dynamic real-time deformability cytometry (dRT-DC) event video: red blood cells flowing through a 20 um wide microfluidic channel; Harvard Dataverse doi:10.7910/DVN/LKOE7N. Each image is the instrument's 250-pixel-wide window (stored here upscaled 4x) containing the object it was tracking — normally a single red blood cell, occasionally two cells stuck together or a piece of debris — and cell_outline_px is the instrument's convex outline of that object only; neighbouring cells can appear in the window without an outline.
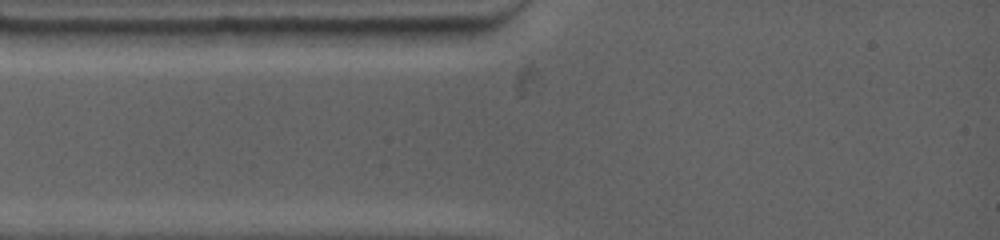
{"species": "common noctule bat (a hibernating species)", "species_latin": "Nyctalus noctula", "temperature_condition": "warm", "stored_images_in_passage": 3, "camera_frame_rate_fps": 4500, "um_per_image_px": 0.085, "animal": {"sex": "female", "body_mass_g": 19.0, "forearm_length_mm": 53.3}, "frame": {"image": 1, "passage_image": 1, "time_ms": 0.0, "image_size_px": [1000, 240], "cell_outline_px": [[480, 32], [468, 44], [384, 44], [368, 28], [472, 28]], "centroid_in_image_um": [36.14, 3.03], "position_along_channel_um": 48.9, "area_um2": 11.39}}
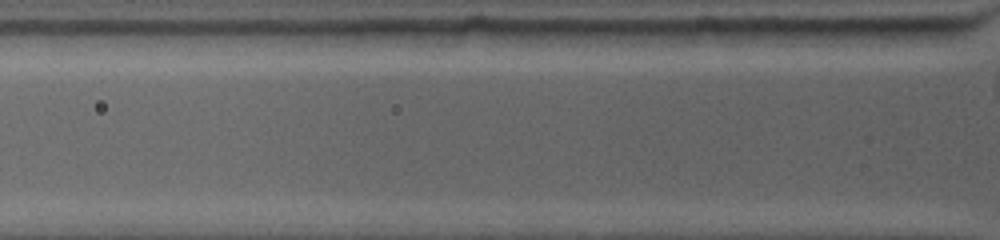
{"frame": {"image": 2, "passage_image": 3, "time_ms": 1.111, "image_size_px": [1000, 240], "cell_outline_px": [[600, 44], [532, 48], [456, 44], [432, 32], [460, 28], [584, 28], [600, 32]], "centroid_in_image_um": [44.37, 3.14], "position_along_channel_um": 81.4, "area_um2": 19.83}}